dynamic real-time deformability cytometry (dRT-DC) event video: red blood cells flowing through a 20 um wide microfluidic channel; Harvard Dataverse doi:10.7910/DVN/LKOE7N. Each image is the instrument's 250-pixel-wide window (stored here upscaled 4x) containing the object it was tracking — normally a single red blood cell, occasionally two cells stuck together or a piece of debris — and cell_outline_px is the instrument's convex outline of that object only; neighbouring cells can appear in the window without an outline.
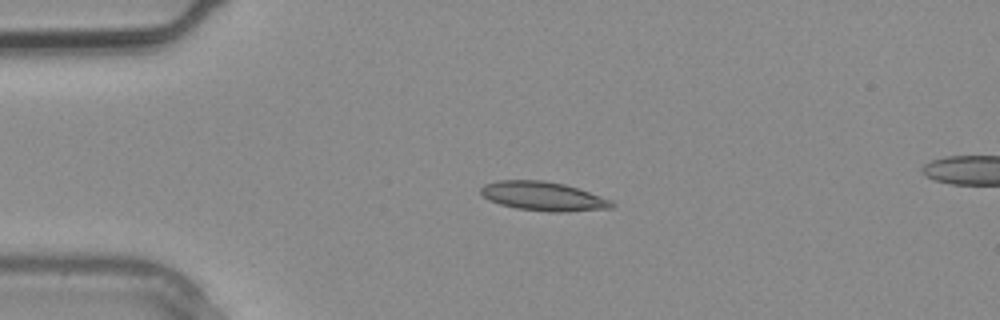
{"species": "common noctule bat (a hibernating species)", "species_latin": "Nyctalus noctula", "temperature_condition": "warm", "stored_images_in_passage": 2, "segment_of_instrument_passage": [1, 2], "camera_frame_rate_fps": 3000, "um_per_image_px": 0.085, "animal": {"sex": "male", "body_mass_g": 20.4}, "frame": {"image": 1, "passage_image": 1, "time_ms": 0.0, "image_size_px": [1000, 320], "cell_outline_px": [[616, 204], [612, 208], [568, 212], [548, 212], [516, 208], [500, 204], [488, 200], [480, 192], [480, 188], [484, 184], [500, 180], [544, 180], [564, 184], [612, 200]], "centroid_in_image_um": [46.17, 16.69], "position_along_channel_um": 38.8, "area_um2": 22.2}}